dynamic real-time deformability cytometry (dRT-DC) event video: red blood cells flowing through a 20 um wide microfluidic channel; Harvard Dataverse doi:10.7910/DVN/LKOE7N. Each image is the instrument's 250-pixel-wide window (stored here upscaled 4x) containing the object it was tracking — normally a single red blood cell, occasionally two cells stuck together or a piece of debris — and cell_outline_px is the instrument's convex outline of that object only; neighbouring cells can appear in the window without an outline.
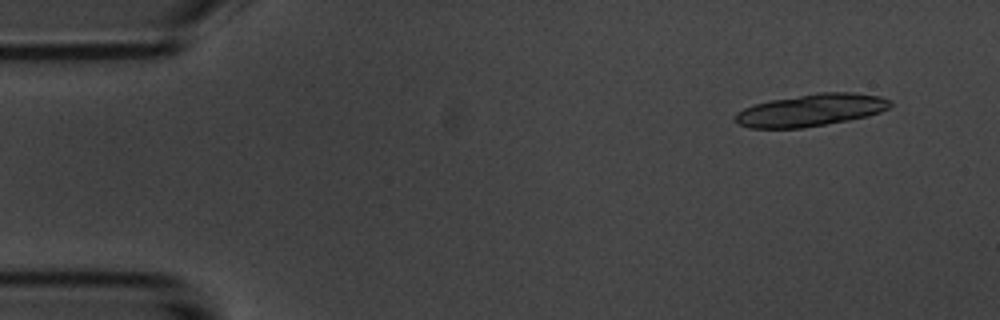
{"species": "common noctule bat (a hibernating species)", "species_latin": "Nyctalus noctula", "temperature_condition": "room temperature", "stored_images_in_passage": 14, "segment_of_instrument_passage": [1, 2], "camera_frame_rate_fps": 3000, "um_per_image_px": 0.085, "animal": {"sex": "male", "body_mass_g": 20.1, "forearm_length_mm": 53.5}, "frame": {"image": 1, "passage_image": 1, "time_ms": 0.0, "image_size_px": [1000, 320], "cell_outline_px": [[892, 104], [888, 108], [880, 112], [868, 116], [848, 120], [804, 128], [748, 128], [732, 120], [732, 116], [736, 112], [744, 108], [756, 104], [772, 100], [816, 92], [852, 92], [880, 96], [892, 100]], "centroid_in_image_um": [68.92, 9.36], "position_along_channel_um": 16.1, "area_um2": 29.3}}